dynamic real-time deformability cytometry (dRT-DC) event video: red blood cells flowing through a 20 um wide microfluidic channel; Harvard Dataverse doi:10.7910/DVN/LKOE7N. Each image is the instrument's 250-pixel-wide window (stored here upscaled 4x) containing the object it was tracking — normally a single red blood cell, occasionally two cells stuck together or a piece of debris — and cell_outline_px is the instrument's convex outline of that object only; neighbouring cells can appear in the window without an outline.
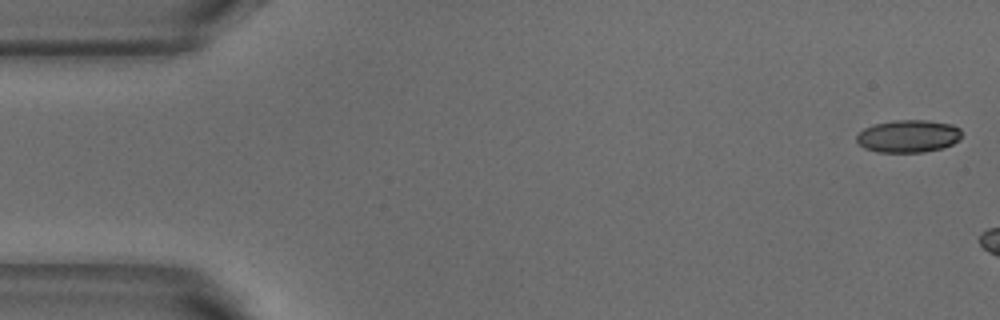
{"species": "common noctule bat (a hibernating species)", "species_latin": "Nyctalus noctula", "temperature_condition": "warm", "stored_images_in_passage": 5, "camera_frame_rate_fps": 3000, "um_per_image_px": 0.085, "animal": {"sex": "male", "body_mass_g": 18.8}, "frame": {"image": 1, "passage_image": 1, "time_ms": 0.0, "image_size_px": [1000, 320], "cell_outline_px": [[960, 140], [944, 148], [924, 152], [876, 152], [864, 148], [856, 140], [856, 136], [864, 128], [872, 124], [892, 120], [928, 120], [952, 124], [960, 128]], "centroid_in_image_um": [77.2, 11.57], "position_along_channel_um": 7.8, "area_um2": 20.17}}